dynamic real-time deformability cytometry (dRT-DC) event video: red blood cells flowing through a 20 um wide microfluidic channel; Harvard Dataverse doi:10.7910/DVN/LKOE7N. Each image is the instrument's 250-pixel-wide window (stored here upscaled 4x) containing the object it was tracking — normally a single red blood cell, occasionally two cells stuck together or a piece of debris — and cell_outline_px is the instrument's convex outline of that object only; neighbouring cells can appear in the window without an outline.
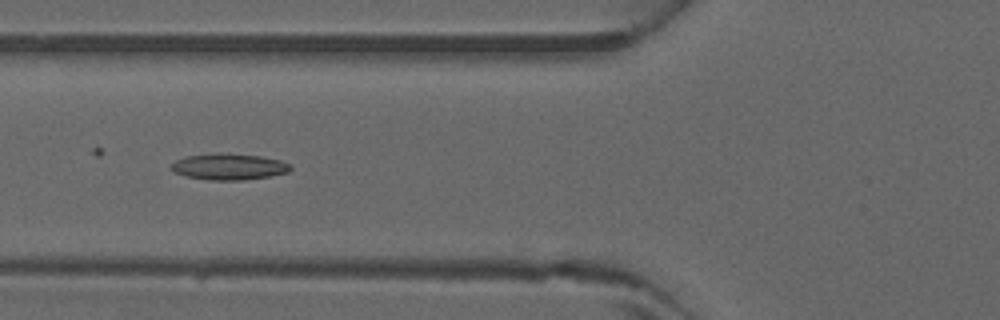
{"species": "common noctule bat (a hibernating species)", "species_latin": "Nyctalus noctula", "temperature_condition": "warm", "stored_images_in_passage": 3, "camera_frame_rate_fps": 3000, "um_per_image_px": 0.085, "animal": {"sex": "male", "forearm_length_mm": 52.5}, "frame": {"image": 1, "passage_image": 3, "time_ms": 0.667, "image_size_px": [1000, 320], "cell_outline_px": [[292, 168], [288, 172], [268, 176], [244, 180], [212, 180], [188, 176], [172, 172], [168, 168], [176, 160], [184, 156], [216, 152], [260, 156], [280, 160], [292, 164]], "centroid_in_image_um": [19.43, 14.15], "position_along_channel_um": 106.4, "area_um2": 18.38}}